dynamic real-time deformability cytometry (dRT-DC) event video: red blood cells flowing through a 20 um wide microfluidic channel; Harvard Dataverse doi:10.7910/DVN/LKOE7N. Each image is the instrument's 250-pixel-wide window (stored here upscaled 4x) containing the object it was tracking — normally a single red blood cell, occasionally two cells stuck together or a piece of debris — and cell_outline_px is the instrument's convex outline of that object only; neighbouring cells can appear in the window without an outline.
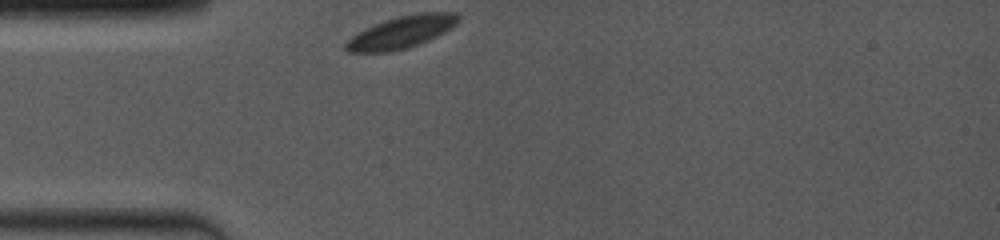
{"species": "common noctule bat (a hibernating species)", "species_latin": "Nyctalus noctula", "temperature_condition": "room temperature", "stored_images_in_passage": 19, "camera_frame_rate_fps": 4000, "um_per_image_px": 0.085, "animal": {"sex": "female", "body_mass_g": 19.0, "forearm_length_mm": 53.3}, "frame": {"image": 1, "passage_image": 1, "time_ms": 0.0, "image_size_px": [1000, 240], "cell_outline_px": [[460, 20], [452, 28], [428, 40], [408, 48], [392, 52], [348, 52], [344, 48], [344, 44], [352, 36], [364, 28], [384, 20], [400, 16], [420, 12], [456, 12], [460, 16]], "centroid_in_image_um": [34.13, 2.73], "position_along_channel_um": 50.9, "area_um2": 21.21}}
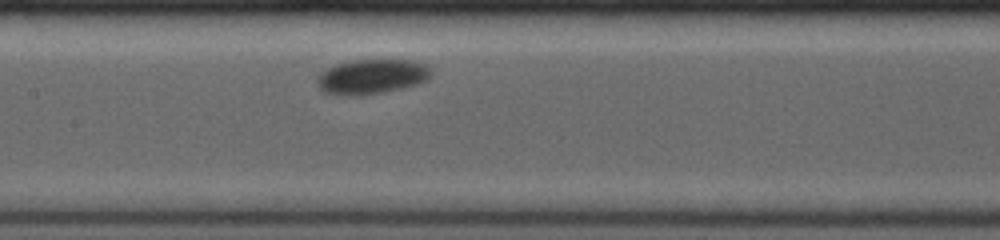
{"frame": {"image": 2, "passage_image": 12, "time_ms": 3.75, "image_size_px": [1000, 240], "cell_outline_px": [[432, 76], [428, 80], [416, 84], [384, 92], [360, 96], [344, 96], [324, 92], [316, 84], [316, 80], [320, 72], [336, 64], [352, 60], [408, 60], [428, 64], [432, 72]], "centroid_in_image_um": [31.6, 6.52], "position_along_channel_um": 175.8, "area_um2": 23.35}}
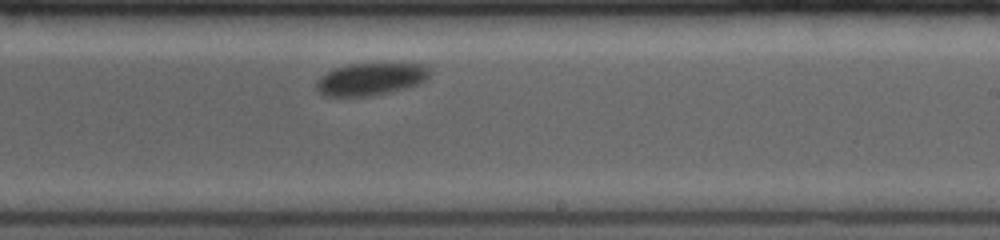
{"frame": {"image": 3, "passage_image": 19, "time_ms": 6.0, "image_size_px": [1000, 240], "cell_outline_px": [[428, 76], [420, 84], [388, 92], [368, 96], [320, 96], [316, 88], [316, 80], [320, 76], [336, 68], [348, 64], [424, 64], [428, 68]], "centroid_in_image_um": [31.45, 6.73], "position_along_channel_um": 257.6, "area_um2": 21.15}}